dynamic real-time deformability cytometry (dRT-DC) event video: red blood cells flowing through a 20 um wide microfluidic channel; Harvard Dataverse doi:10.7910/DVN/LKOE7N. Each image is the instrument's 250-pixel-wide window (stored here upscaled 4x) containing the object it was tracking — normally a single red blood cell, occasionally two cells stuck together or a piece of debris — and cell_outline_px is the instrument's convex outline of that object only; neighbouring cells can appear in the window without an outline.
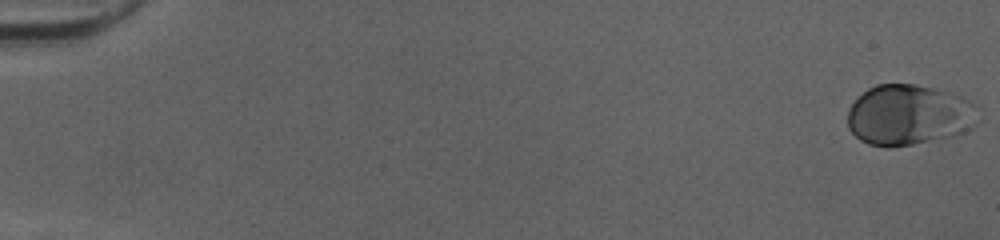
{"species": "human", "species_latin": "Homo sapiens", "temperature_condition": "cold", "stored_images_in_passage": 38, "camera_frame_rate_fps": 3000, "um_per_image_px": 0.085, "donor": {"sex": "female"}, "frame": {"image": 1, "passage_image": 1, "time_ms": 0.0, "image_size_px": [1000, 240], "cell_outline_px": [[980, 120], [976, 124], [964, 132], [952, 136], [892, 148], [888, 148], [868, 144], [860, 140], [848, 128], [848, 112], [852, 104], [868, 88], [876, 84], [916, 84], [960, 96], [968, 100], [972, 104]], "centroid_in_image_um": [77.23, 9.79], "position_along_channel_um": 7.8, "area_um2": 45.84}}
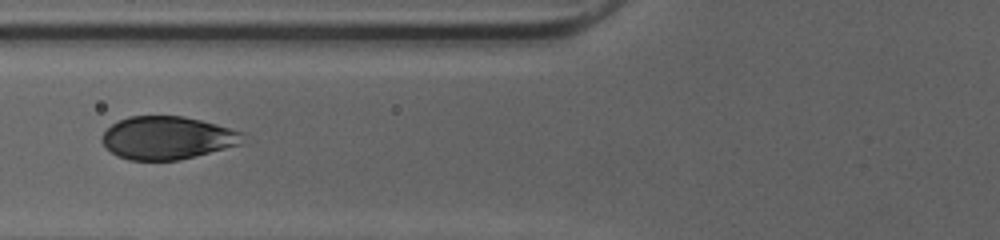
{"frame": {"image": 2, "passage_image": 22, "time_ms": 7.0, "image_size_px": [1000, 240], "cell_outline_px": [[244, 144], [180, 160], [128, 160], [116, 156], [100, 140], [100, 136], [112, 124], [128, 116], [184, 116], [216, 124], [244, 132]], "centroid_in_image_um": [14.25, 11.72], "position_along_channel_um": 111.6, "area_um2": 35.49}}
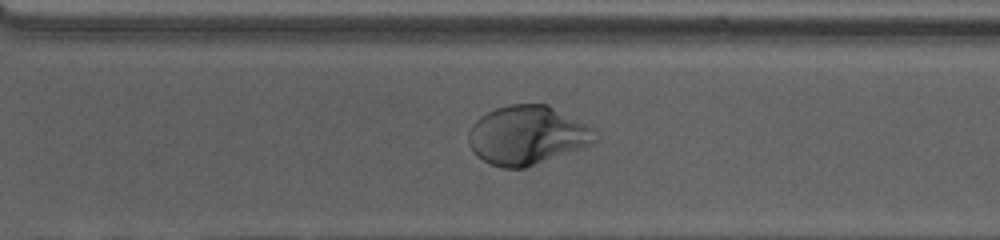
{"frame": {"image": 3, "passage_image": 38, "time_ms": 12.333, "image_size_px": [1000, 240], "cell_outline_px": [[596, 140], [592, 144], [524, 168], [504, 168], [492, 164], [476, 156], [468, 144], [468, 132], [472, 124], [480, 116], [496, 108], [512, 104], [548, 104], [592, 128]], "centroid_in_image_um": [44.76, 11.49], "position_along_channel_um": 325.8, "area_um2": 42.95}}